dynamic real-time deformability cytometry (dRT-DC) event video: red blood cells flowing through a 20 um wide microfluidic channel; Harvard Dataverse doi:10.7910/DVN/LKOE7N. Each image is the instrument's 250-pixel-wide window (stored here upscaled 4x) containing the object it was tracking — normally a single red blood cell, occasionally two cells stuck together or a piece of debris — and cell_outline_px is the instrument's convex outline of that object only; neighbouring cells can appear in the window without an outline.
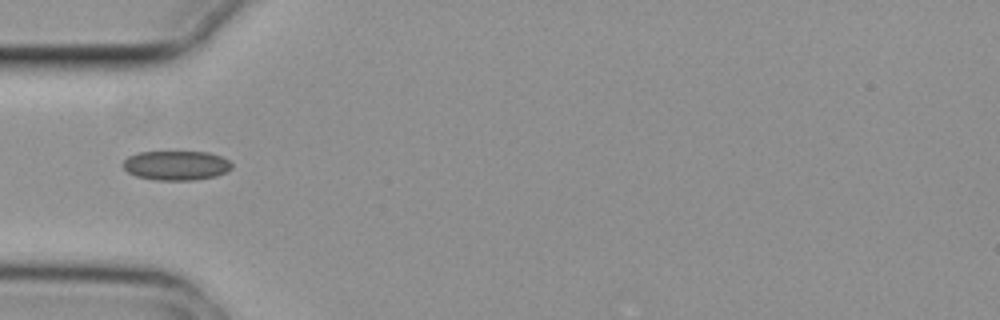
{"species": "common noctule bat (a hibernating species)", "species_latin": "Nyctalus noctula", "temperature_condition": "cold", "stored_images_in_passage": 6, "camera_frame_rate_fps": 3000, "um_per_image_px": 0.085, "animal": {"sex": "female", "body_mass_g": 29.2, "forearm_length_mm": 56.3}, "frame": {"image": 1, "passage_image": 5, "time_ms": 1.333, "image_size_px": [1000, 320], "cell_outline_px": [[232, 168], [228, 172], [216, 176], [196, 180], [156, 180], [136, 176], [128, 172], [120, 164], [128, 156], [136, 152], [208, 152], [220, 156], [228, 160], [232, 164]], "centroid_in_image_um": [14.97, 14.06], "position_along_channel_um": 70.0, "area_um2": 18.84}}
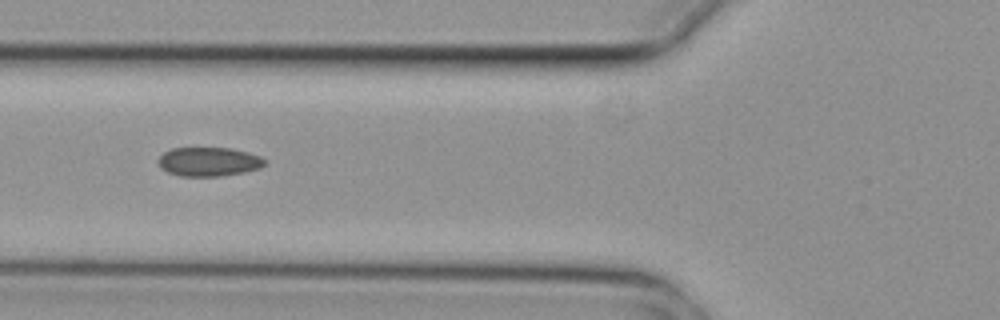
{"frame": {"image": 2, "passage_image": 6, "time_ms": 1.667, "image_size_px": [1000, 320], "cell_outline_px": [[268, 164], [260, 168], [244, 172], [220, 176], [180, 176], [168, 172], [160, 168], [156, 160], [164, 152], [172, 148], [232, 148], [248, 152], [260, 156]], "centroid_in_image_um": [17.74, 13.74], "position_along_channel_um": 108.1, "area_um2": 18.15}}